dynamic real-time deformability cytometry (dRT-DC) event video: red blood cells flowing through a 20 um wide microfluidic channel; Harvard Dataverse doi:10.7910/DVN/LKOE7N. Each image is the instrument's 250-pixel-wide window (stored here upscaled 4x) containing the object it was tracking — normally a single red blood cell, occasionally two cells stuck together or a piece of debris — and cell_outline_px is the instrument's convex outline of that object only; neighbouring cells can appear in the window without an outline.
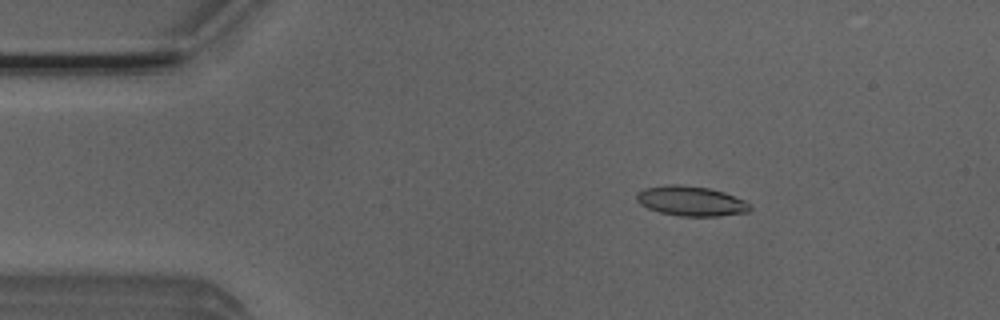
{"species": "Egyptian fruit bat (a non-hibernating species)", "species_latin": "Rousettus aegyptiacus", "temperature_condition": "room temperature", "stored_images_in_passage": 52, "camera_frame_rate_fps": 3000, "um_per_image_px": 0.085, "animal": {"sex": "male"}, "frame": {"image": 1, "passage_image": 8, "time_ms": 2.333, "image_size_px": [1000, 320], "cell_outline_px": [[752, 208], [748, 212], [720, 216], [680, 216], [660, 212], [648, 208], [640, 204], [636, 200], [636, 192], [644, 188], [668, 184], [680, 184], [708, 188], [724, 192], [744, 200], [752, 204]], "centroid_in_image_um": [58.74, 17.08], "position_along_channel_um": 26.3, "area_um2": 19.88}}
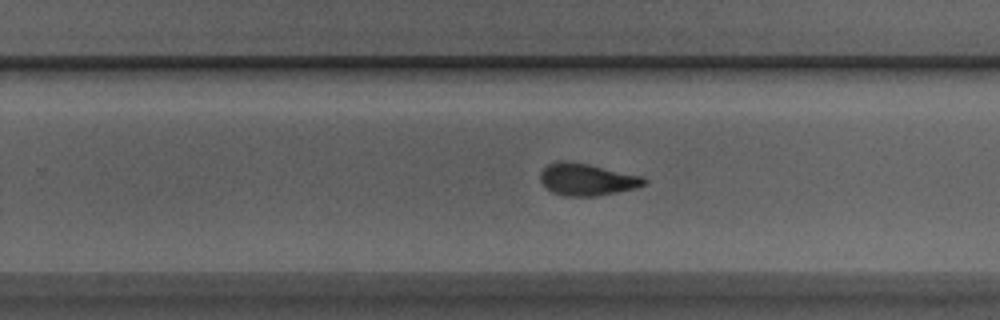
{"frame": {"image": 2, "passage_image": 32, "time_ms": 10.333, "image_size_px": [1000, 320], "cell_outline_px": [[648, 180], [644, 184], [636, 188], [596, 196], [564, 196], [552, 192], [540, 180], [540, 172], [548, 164], [560, 160], [564, 160], [588, 164], [644, 176]], "centroid_in_image_um": [49.9, 15.25], "position_along_channel_um": 279.9, "area_um2": 19.36}}
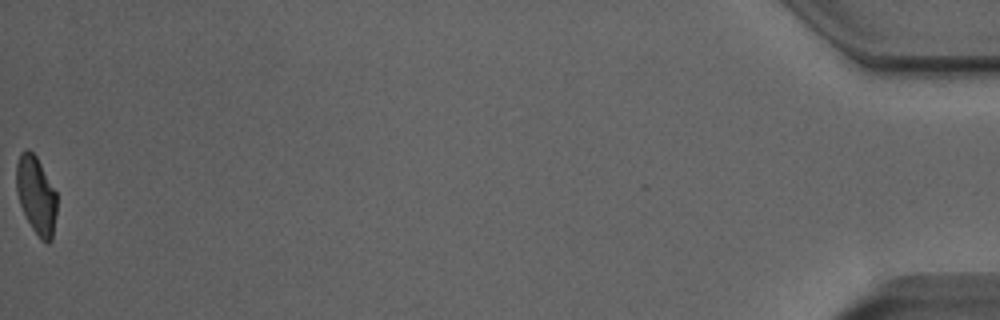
{"frame": {"image": 3, "passage_image": 52, "time_ms": 17.0, "image_size_px": [1000, 320], "cell_outline_px": [[56, 212], [52, 240], [48, 244], [40, 240], [32, 228], [20, 204], [16, 192], [16, 164], [20, 152], [28, 148], [36, 156], [56, 192]], "centroid_in_image_um": [3.06, 16.6], "position_along_channel_um": 432.1, "area_um2": 18.32}, "authors_computed_cell_mechanics": {"area_um2": 19.5364, "velocity_mm_per_s": 3.912, "shape_relaxation_time_tau1_ms": 5.7219, "shape_relaxation_time_tau2_ms": 2.0029, "deformation_change_tau1": 0.1794, "deformation_change_tau2": 0.0847}}